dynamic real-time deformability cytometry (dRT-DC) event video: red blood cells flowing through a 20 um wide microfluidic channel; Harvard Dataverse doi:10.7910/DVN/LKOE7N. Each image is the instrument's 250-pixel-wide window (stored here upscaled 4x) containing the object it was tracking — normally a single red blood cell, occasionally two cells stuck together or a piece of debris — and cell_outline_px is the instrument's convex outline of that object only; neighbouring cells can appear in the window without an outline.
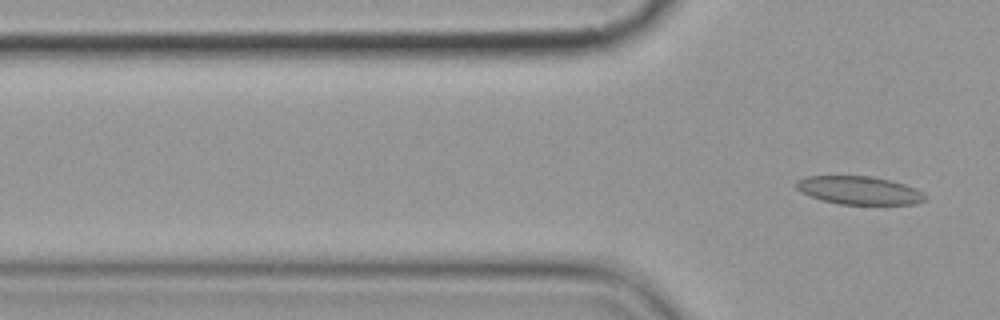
{"species": "common noctule bat (a hibernating species)", "species_latin": "Nyctalus noctula", "temperature_condition": "cold", "stored_images_in_passage": 5, "camera_frame_rate_fps": 3000, "um_per_image_px": 0.085, "animal": {"sex": "female", "body_mass_g": 19.9}, "frame": {"image": 1, "passage_image": 5, "time_ms": 4.667, "image_size_px": [1000, 320], "cell_outline_px": [[928, 200], [916, 204], [840, 204], [820, 200], [800, 192], [796, 188], [796, 180], [804, 176], [872, 176], [892, 180], [916, 188], [928, 196]], "centroid_in_image_um": [73.04, 16.18], "position_along_channel_um": 52.8, "area_um2": 21.5}}